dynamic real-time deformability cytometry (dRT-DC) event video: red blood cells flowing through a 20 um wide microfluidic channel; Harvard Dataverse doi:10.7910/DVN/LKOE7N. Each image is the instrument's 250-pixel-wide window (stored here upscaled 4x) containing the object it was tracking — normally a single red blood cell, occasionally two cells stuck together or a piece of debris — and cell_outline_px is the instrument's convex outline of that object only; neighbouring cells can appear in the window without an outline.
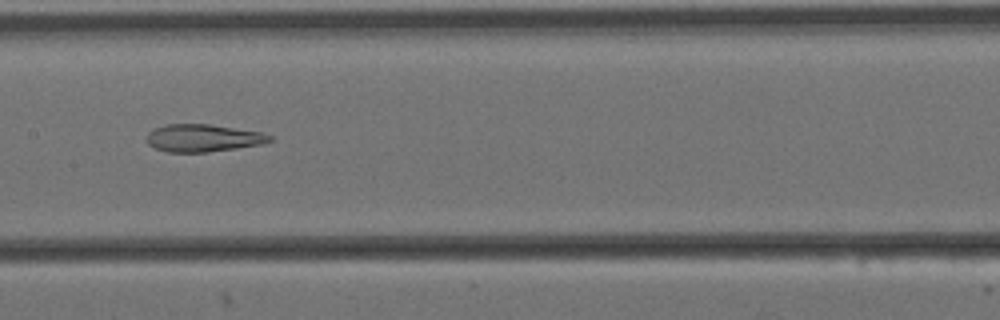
{"species": "Egyptian fruit bat (a non-hibernating species)", "species_latin": "Rousettus aegyptiacus", "temperature_condition": "cold", "stored_images_in_passage": 7, "camera_frame_rate_fps": 3000, "um_per_image_px": 0.085, "animal": {"sex": "female"}, "frame": {"image": 1, "passage_image": 4, "time_ms": 1.0, "image_size_px": [1000, 320], "cell_outline_px": [[272, 140], [264, 144], [208, 152], [168, 152], [156, 148], [148, 144], [148, 132], [164, 124], [208, 124], [260, 132], [272, 136]], "centroid_in_image_um": [17.27, 11.73], "position_along_channel_um": 190.1, "area_um2": 19.54}}
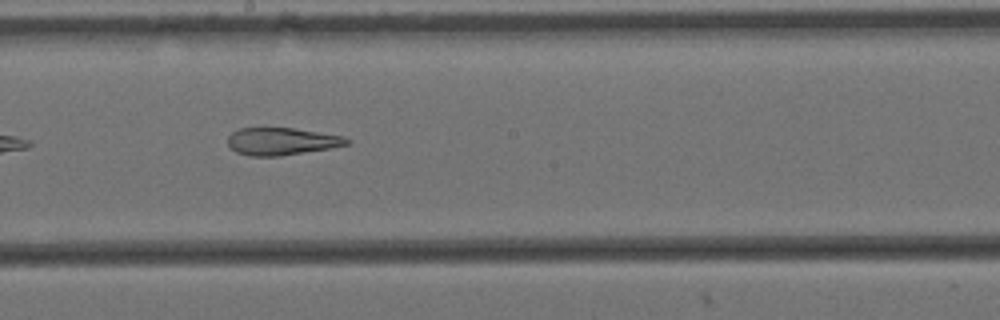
{"frame": {"image": 2, "passage_image": 5, "time_ms": 1.333, "image_size_px": [1000, 320], "cell_outline_px": [[352, 140], [348, 144], [328, 148], [280, 156], [248, 156], [236, 152], [228, 144], [228, 136], [232, 132], [240, 128], [292, 128], [344, 136]], "centroid_in_image_um": [23.92, 12.01], "position_along_channel_um": 224.3, "area_um2": 18.84}}
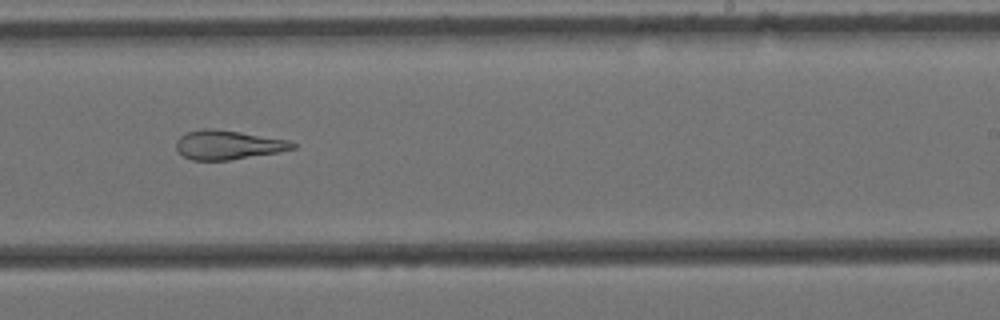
{"frame": {"image": 3, "passage_image": 6, "time_ms": 1.667, "image_size_px": [1000, 320], "cell_outline_px": [[296, 148], [280, 152], [228, 160], [192, 160], [184, 156], [176, 148], [176, 140], [180, 136], [188, 132], [204, 128], [212, 128], [240, 132], [288, 140], [296, 144]], "centroid_in_image_um": [19.38, 12.31], "position_along_channel_um": 269.6, "area_um2": 19.65}}